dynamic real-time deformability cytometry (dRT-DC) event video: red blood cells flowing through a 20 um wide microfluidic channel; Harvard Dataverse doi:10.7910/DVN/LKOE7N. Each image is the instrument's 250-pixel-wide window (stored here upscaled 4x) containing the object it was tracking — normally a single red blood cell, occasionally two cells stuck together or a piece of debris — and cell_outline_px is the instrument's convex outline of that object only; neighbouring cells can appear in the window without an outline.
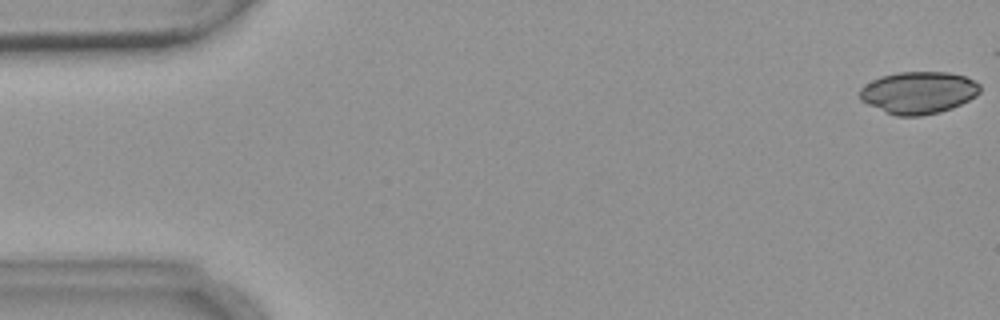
{"species": "common noctule bat (a hibernating species)", "species_latin": "Nyctalus noctula", "temperature_condition": "warm", "stored_images_in_passage": 6, "camera_frame_rate_fps": 3000, "um_per_image_px": 0.085, "animal": {"sex": "female", "body_mass_g": 18.4}, "frame": {"image": 1, "passage_image": 1, "time_ms": 0.0, "image_size_px": [1000, 320], "cell_outline_px": [[980, 92], [976, 96], [952, 108], [940, 112], [920, 116], [896, 116], [884, 112], [860, 100], [860, 88], [872, 80], [880, 76], [900, 72], [948, 72], [964, 76], [980, 84]], "centroid_in_image_um": [78.06, 7.87], "position_along_channel_um": 6.9, "area_um2": 29.54}}